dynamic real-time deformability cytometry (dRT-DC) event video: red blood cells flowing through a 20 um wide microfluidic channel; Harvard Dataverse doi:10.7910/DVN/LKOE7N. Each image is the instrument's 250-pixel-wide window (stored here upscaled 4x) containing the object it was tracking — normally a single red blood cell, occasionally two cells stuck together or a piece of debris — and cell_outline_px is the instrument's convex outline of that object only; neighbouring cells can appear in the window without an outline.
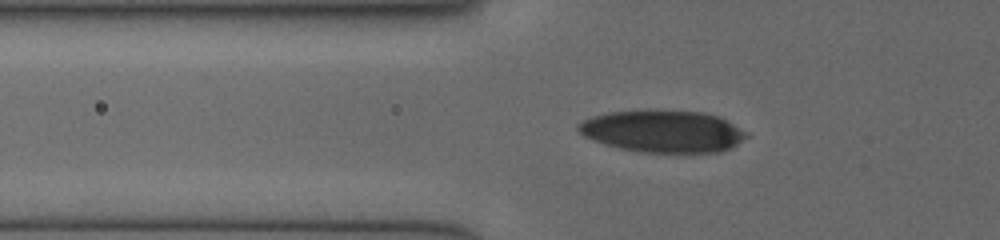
{"species": "human", "species_latin": "Homo sapiens", "temperature_condition": "cold", "stored_images_in_passage": 5, "camera_frame_rate_fps": 3000, "um_per_image_px": 0.085, "donor": {"sex": "female"}, "frame": {"image": 1, "passage_image": 4, "time_ms": 2.0, "image_size_px": [1000, 240], "cell_outline_px": [[748, 136], [732, 148], [720, 152], [640, 152], [620, 148], [584, 136], [576, 128], [576, 124], [592, 116], [612, 112], [648, 108], [704, 112], [716, 116], [748, 132]], "centroid_in_image_um": [56.34, 11.13], "position_along_channel_um": 69.5, "area_um2": 41.5}}